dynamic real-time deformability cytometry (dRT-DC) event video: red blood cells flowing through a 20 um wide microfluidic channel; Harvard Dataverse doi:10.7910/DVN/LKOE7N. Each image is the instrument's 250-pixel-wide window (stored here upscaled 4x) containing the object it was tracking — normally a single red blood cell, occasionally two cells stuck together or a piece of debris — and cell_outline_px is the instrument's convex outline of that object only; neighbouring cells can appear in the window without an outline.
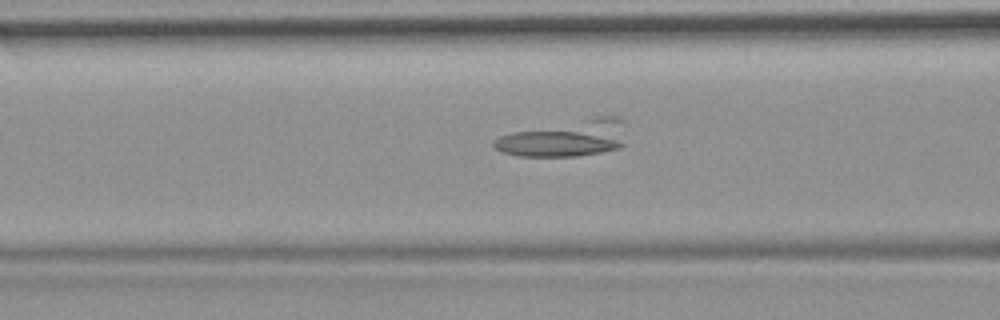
{"species": "common noctule bat (a hibernating species)", "species_latin": "Nyctalus noctula", "temperature_condition": "room temperature", "stored_images_in_passage": 39, "camera_frame_rate_fps": 3000, "um_per_image_px": 0.085, "animal": {"sex": "female", "body_mass_g": 19.9}, "frame": {"image": 1, "passage_image": 12, "time_ms": 3.667, "image_size_px": [1000, 320], "cell_outline_px": [[624, 144], [620, 148], [600, 152], [576, 156], [516, 156], [500, 152], [492, 144], [492, 140], [500, 136], [512, 132], [596, 116], [620, 116], [624, 120]], "centroid_in_image_um": [48.06, 11.75], "position_along_channel_um": 118.5, "area_um2": 28.21}}
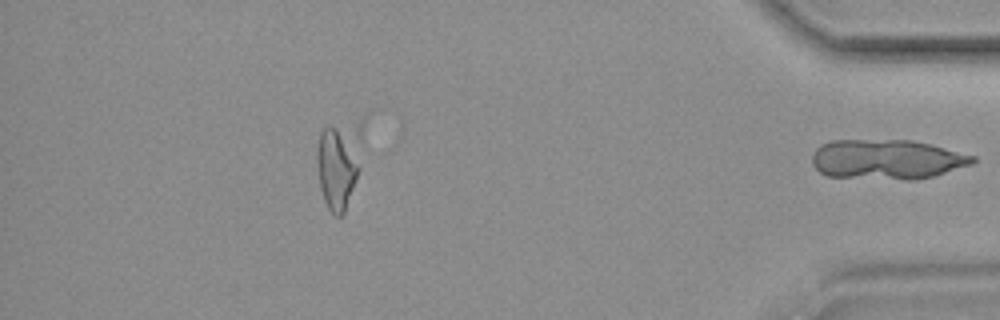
{"frame": {"image": 2, "passage_image": 39, "time_ms": 12.667, "image_size_px": [1000, 320], "cell_outline_px": [[976, 160], [972, 164], [932, 176], [916, 180], [908, 180], [828, 176], [820, 172], [812, 164], [812, 152], [820, 144], [832, 140], [912, 140], [932, 144], [976, 156]], "centroid_in_image_um": [75.38, 13.54], "position_along_channel_um": 359.8, "area_um2": 37.45}}